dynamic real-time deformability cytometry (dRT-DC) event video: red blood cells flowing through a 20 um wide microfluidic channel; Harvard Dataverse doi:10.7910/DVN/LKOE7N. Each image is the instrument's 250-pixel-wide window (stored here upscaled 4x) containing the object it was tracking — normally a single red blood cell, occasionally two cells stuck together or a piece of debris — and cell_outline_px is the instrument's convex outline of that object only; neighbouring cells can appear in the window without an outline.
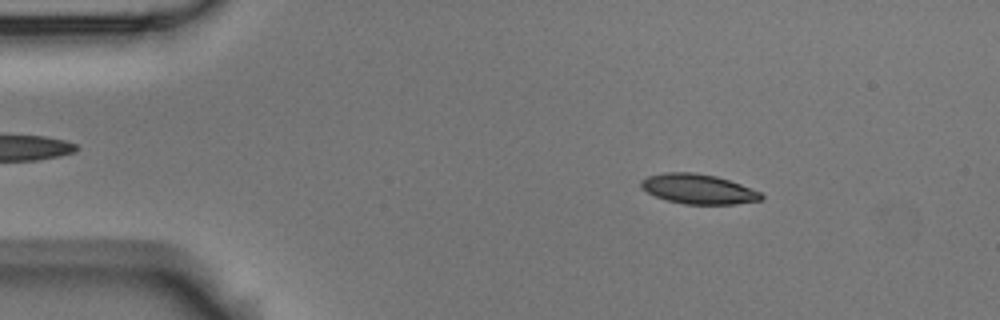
{"species": "Egyptian fruit bat (a non-hibernating species)", "species_latin": "Rousettus aegyptiacus", "temperature_condition": "room temperature", "stored_images_in_passage": 4, "camera_frame_rate_fps": 3000, "um_per_image_px": 0.085, "animal": {"sex": "male"}, "frame": {"image": 1, "passage_image": 2, "time_ms": 0.333, "image_size_px": [1000, 320], "cell_outline_px": [[764, 196], [760, 200], [736, 204], [684, 204], [668, 200], [656, 196], [648, 192], [640, 184], [640, 180], [648, 176], [664, 172], [692, 172], [716, 176], [740, 184], [760, 192]], "centroid_in_image_um": [59.35, 16.06], "position_along_channel_um": 25.6, "area_um2": 20.63}}